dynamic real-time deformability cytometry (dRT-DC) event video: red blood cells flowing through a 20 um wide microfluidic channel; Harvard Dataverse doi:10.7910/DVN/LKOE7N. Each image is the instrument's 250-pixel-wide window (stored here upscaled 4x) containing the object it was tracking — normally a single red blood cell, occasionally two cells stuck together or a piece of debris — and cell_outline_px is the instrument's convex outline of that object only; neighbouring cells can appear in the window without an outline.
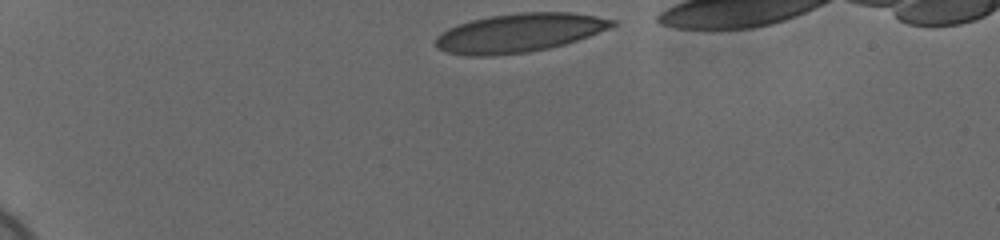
{"species": "human", "species_latin": "Homo sapiens", "temperature_condition": "cold", "stored_images_in_passage": 36, "camera_frame_rate_fps": 3000, "um_per_image_px": 0.085, "donor": {"sex": "female"}, "frame": {"image": 1, "passage_image": 1, "time_ms": 0.0, "image_size_px": [1000, 240], "cell_outline_px": [[616, 24], [608, 28], [588, 36], [564, 44], [548, 48], [528, 52], [492, 56], [464, 56], [448, 52], [436, 48], [436, 36], [448, 28], [472, 20], [492, 16], [520, 12], [568, 12], [596, 16], [616, 20]], "centroid_in_image_um": [44.1, 2.8], "position_along_channel_um": 40.9, "area_um2": 39.59}}
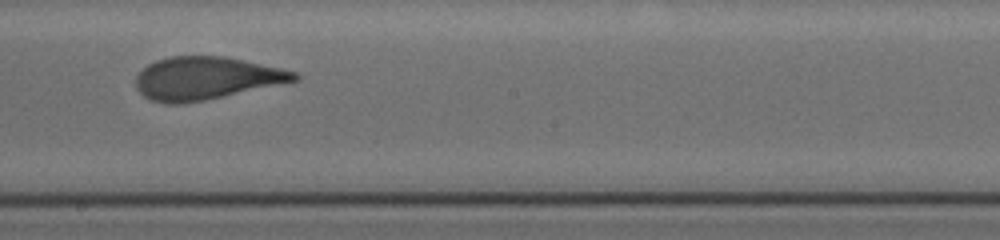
{"frame": {"image": 2, "passage_image": 22, "time_ms": 7.0, "image_size_px": [1000, 240], "cell_outline_px": [[300, 80], [204, 100], [180, 104], [164, 104], [152, 100], [144, 96], [136, 88], [136, 76], [148, 64], [156, 60], [172, 56], [224, 56], [244, 60], [280, 68], [296, 72], [300, 76]], "centroid_in_image_um": [17.51, 6.65], "position_along_channel_um": 230.7, "area_um2": 39.3}}
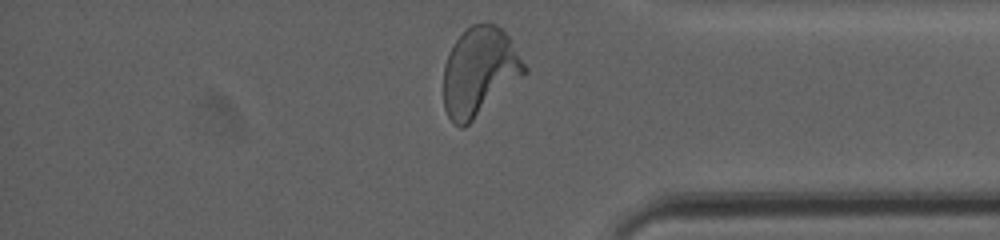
{"frame": {"image": 3, "passage_image": 36, "time_ms": 11.667, "image_size_px": [1000, 240], "cell_outline_px": [[528, 72], [464, 128], [460, 128], [448, 116], [444, 108], [444, 64], [448, 52], [456, 40], [472, 24], [484, 20], [496, 24], [508, 36], [528, 68]], "centroid_in_image_um": [40.76, 6.07], "position_along_channel_um": 394.4, "area_um2": 41.79}, "authors_computed_cell_mechanics": {"area_um2": 39.9398, "velocity_mm_per_s": 3.6792, "shape_relaxation_time_tau1_ms": 5.502, "shape_relaxation_time_tau2_ms": 0.796, "deformation_change_tau1": 0.2197, "deformation_change_tau2": 0.0759}}